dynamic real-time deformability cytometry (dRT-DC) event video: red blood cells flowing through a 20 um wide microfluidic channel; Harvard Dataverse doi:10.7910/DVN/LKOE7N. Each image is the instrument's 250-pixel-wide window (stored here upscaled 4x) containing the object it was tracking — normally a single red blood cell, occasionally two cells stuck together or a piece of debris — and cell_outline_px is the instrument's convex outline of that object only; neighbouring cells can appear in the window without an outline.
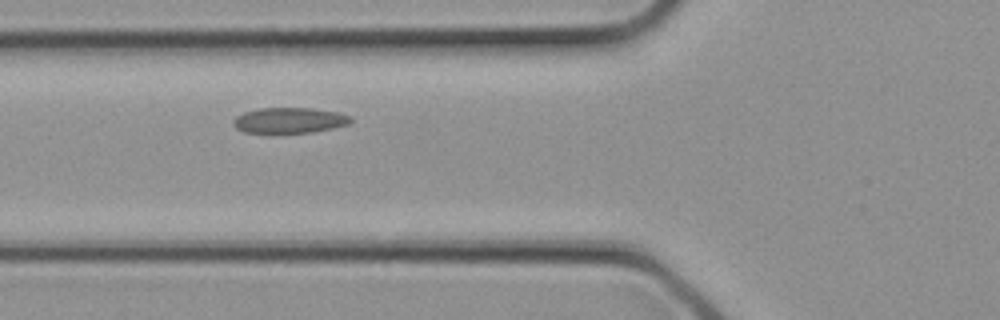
{"species": "common noctule bat (a hibernating species)", "species_latin": "Nyctalus noctula", "temperature_condition": "cold", "stored_images_in_passage": 4, "camera_frame_rate_fps": 3000, "um_per_image_px": 0.085, "animal": {"sex": "female", "body_mass_g": 21.9}, "frame": {"image": 1, "passage_image": 4, "time_ms": 1.0, "image_size_px": [1000, 320], "cell_outline_px": [[352, 120], [348, 124], [332, 128], [312, 132], [244, 132], [236, 128], [232, 124], [232, 120], [236, 116], [244, 112], [260, 108], [312, 108], [336, 112], [352, 116]], "centroid_in_image_um": [24.58, 10.22], "position_along_channel_um": 101.2, "area_um2": 17.34}}